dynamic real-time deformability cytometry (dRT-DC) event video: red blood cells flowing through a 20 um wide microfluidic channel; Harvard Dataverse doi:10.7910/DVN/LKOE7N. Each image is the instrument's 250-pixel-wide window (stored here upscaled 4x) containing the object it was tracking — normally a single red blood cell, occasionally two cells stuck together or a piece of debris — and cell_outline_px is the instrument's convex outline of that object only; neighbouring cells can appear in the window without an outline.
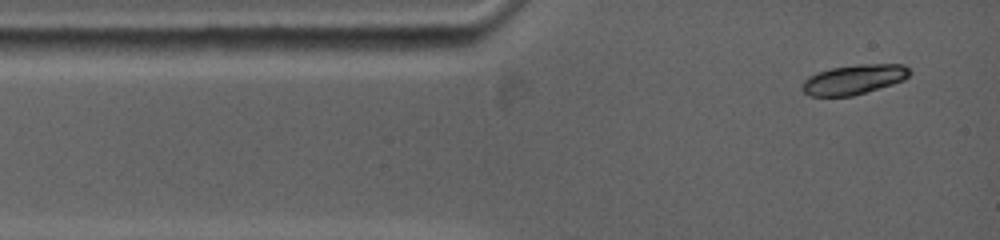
{"species": "common noctule bat (a hibernating species)", "species_latin": "Nyctalus noctula", "temperature_condition": "warm", "stored_images_in_passage": 6, "camera_frame_rate_fps": 5000, "um_per_image_px": 0.085, "animal": {"sex": "female", "body_mass_g": 19.0, "forearm_length_mm": 53.3}, "frame": {"image": 1, "passage_image": 1, "time_ms": 0.0, "image_size_px": [1000, 240], "cell_outline_px": [[912, 72], [904, 80], [892, 84], [852, 96], [812, 96], [804, 92], [804, 80], [808, 76], [816, 72], [832, 68], [860, 64], [904, 64]], "centroid_in_image_um": [72.61, 6.74], "position_along_channel_um": 12.4, "area_um2": 18.44}}
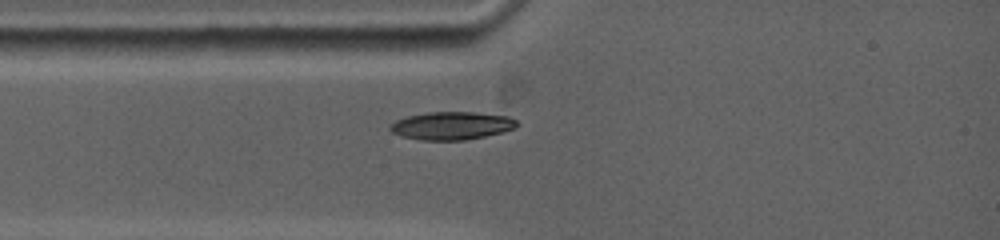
{"frame": {"image": 2, "passage_image": 4, "time_ms": 1.8, "image_size_px": [1000, 240], "cell_outline_px": [[520, 124], [516, 128], [484, 136], [464, 140], [420, 140], [404, 136], [392, 132], [388, 128], [388, 124], [396, 120], [408, 116], [428, 112], [476, 112], [508, 116], [516, 120]], "centroid_in_image_um": [38.39, 10.67], "position_along_channel_um": 46.6, "area_um2": 20.63}}
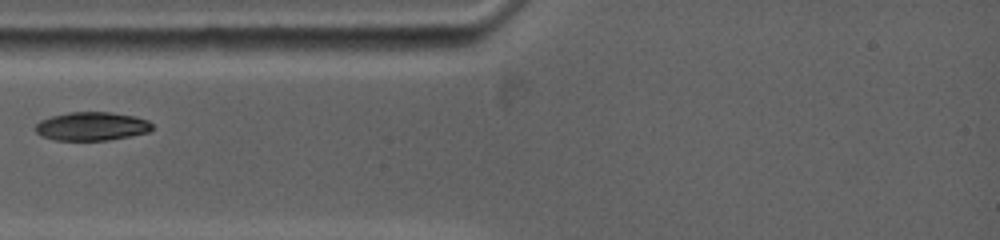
{"frame": {"image": 3, "passage_image": 5, "time_ms": 2.6, "image_size_px": [1000, 240], "cell_outline_px": [[152, 128], [148, 132], [108, 140], [56, 140], [40, 136], [36, 132], [36, 124], [40, 120], [52, 116], [68, 112], [112, 112], [136, 116], [148, 120], [152, 124]], "centroid_in_image_um": [7.79, 10.72], "position_along_channel_um": 77.2, "area_um2": 19.42}}